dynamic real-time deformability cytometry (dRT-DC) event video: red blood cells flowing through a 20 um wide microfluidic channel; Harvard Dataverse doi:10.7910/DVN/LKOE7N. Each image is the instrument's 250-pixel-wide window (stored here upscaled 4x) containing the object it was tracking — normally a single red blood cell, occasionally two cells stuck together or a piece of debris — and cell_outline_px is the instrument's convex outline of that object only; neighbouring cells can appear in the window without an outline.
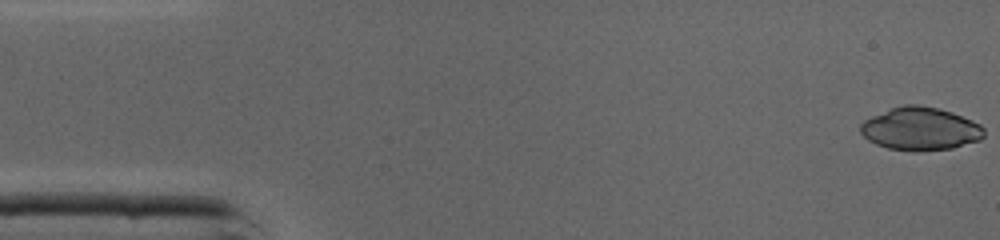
{"species": "common noctule bat (a hibernating species)", "species_latin": "Nyctalus noctula", "temperature_condition": "cold", "stored_images_in_passage": 45, "camera_frame_rate_fps": 3000, "um_per_image_px": 0.085, "animal": {"sex": "male", "body_mass_g": 19.0, "forearm_length_mm": 50.8}, "frame": {"image": 1, "passage_image": 1, "time_ms": 0.0, "image_size_px": [1000, 240], "cell_outline_px": [[984, 136], [980, 140], [952, 148], [916, 152], [912, 152], [888, 148], [876, 144], [868, 140], [860, 132], [860, 124], [864, 120], [872, 116], [892, 108], [904, 104], [916, 104], [940, 108], [952, 112], [972, 120], [980, 124], [984, 128]], "centroid_in_image_um": [78.23, 10.95], "position_along_channel_um": 6.8, "area_um2": 31.15}}